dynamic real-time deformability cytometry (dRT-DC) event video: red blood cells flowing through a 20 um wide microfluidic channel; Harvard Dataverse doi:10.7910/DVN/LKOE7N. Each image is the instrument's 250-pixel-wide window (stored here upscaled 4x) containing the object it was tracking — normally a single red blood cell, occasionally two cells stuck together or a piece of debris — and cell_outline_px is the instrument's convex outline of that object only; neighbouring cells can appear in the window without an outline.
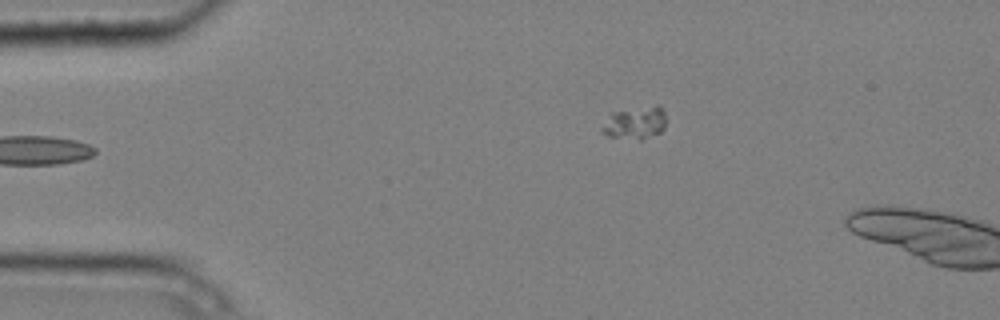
{"species": "common noctule bat (a hibernating species)", "species_latin": "Nyctalus noctula", "temperature_condition": "cold", "stored_images_in_passage": 5, "segment_of_instrument_passage": [2, 2], "camera_frame_rate_fps": 3000, "um_per_image_px": 0.085, "animal": {"sex": "male", "body_mass_g": 20.4}, "frame": {"image": 1, "passage_image": 5, "time_ms": 1.333, "image_size_px": [1000, 320], "cell_outline_px": [[664, 128], [660, 132], [640, 140], [608, 136], [600, 128], [608, 112], [656, 104], [660, 104], [664, 108]], "centroid_in_image_um": [53.95, 10.4], "position_along_channel_um": 31.0, "area_um2": 12.48}}